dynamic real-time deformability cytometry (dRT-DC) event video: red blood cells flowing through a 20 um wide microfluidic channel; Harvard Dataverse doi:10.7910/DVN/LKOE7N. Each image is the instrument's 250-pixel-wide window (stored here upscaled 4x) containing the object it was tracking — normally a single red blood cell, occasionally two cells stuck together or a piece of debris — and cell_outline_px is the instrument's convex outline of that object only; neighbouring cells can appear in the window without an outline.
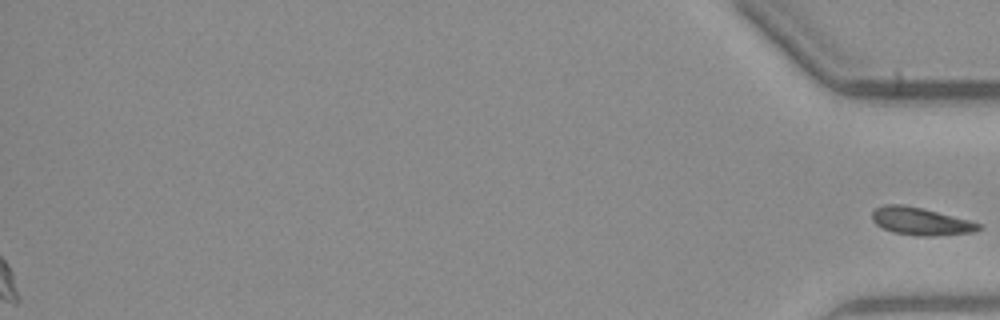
{"species": "common noctule bat (a hibernating species)", "species_latin": "Nyctalus noctula", "temperature_condition": "warm", "stored_images_in_passage": 40, "segment_of_instrument_passage": [2, 2], "camera_frame_rate_fps": 3000, "um_per_image_px": 0.085, "animal": {"sex": "male", "body_mass_g": 23.1, "forearm_length_mm": 52.7}, "frame": {"image": 1, "passage_image": 40, "time_ms": 13.0, "image_size_px": [1000, 320], "cell_outline_px": [[984, 228], [976, 232], [936, 236], [920, 236], [892, 232], [876, 224], [872, 220], [872, 212], [876, 208], [884, 204], [900, 204], [920, 208], [968, 220], [980, 224]], "centroid_in_image_um": [78.27, 18.82], "position_along_channel_um": 356.9, "area_um2": 16.99}}